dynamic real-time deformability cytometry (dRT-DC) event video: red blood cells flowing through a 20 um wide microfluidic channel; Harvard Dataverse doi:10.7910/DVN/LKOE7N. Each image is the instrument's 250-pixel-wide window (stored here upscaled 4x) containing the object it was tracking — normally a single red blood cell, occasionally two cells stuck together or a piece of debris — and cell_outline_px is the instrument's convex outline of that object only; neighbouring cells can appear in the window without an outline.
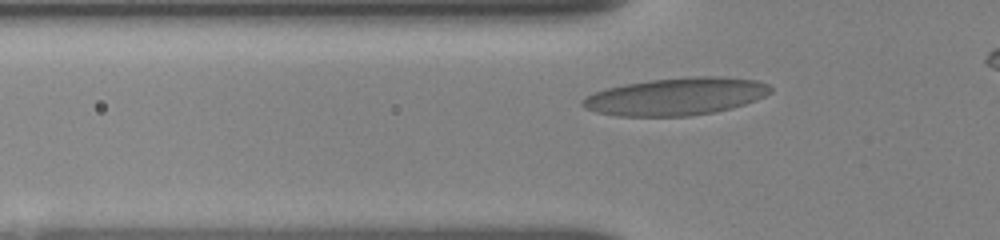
{"species": "human", "species_latin": "Homo sapiens", "temperature_condition": "room temperature", "stored_images_in_passage": 32, "camera_frame_rate_fps": 3000, "um_per_image_px": 0.085, "donor": {"sex": "female"}, "frame": {"image": 1, "passage_image": 11, "time_ms": 2.667, "image_size_px": [1000, 240], "cell_outline_px": [[772, 92], [756, 100], [732, 108], [712, 112], [688, 116], [616, 116], [596, 112], [584, 108], [580, 104], [580, 100], [592, 92], [624, 84], [652, 80], [696, 76], [724, 76], [756, 80], [768, 84], [772, 88]], "centroid_in_image_um": [57.45, 8.2], "position_along_channel_um": 68.4, "area_um2": 41.15}}
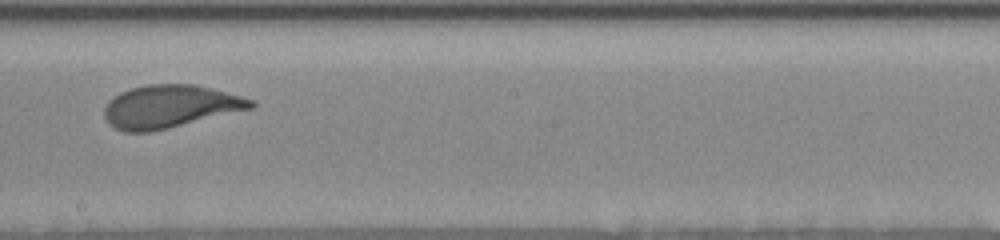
{"frame": {"image": 2, "passage_image": 22, "time_ms": 7.0, "image_size_px": [1000, 240], "cell_outline_px": [[256, 104], [252, 108], [152, 132], [124, 132], [108, 124], [104, 116], [104, 108], [108, 100], [120, 92], [128, 88], [148, 84], [192, 84], [212, 88], [256, 100]], "centroid_in_image_um": [14.42, 9.05], "position_along_channel_um": 233.8, "area_um2": 36.76}}
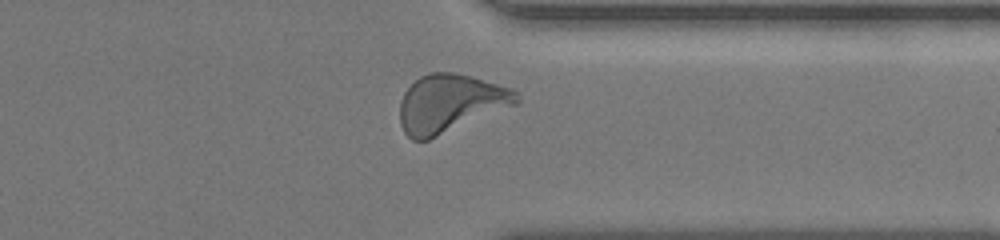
{"frame": {"image": 3, "passage_image": 29, "time_ms": 10.667, "image_size_px": [1000, 240], "cell_outline_px": [[520, 104], [428, 140], [412, 140], [404, 132], [400, 124], [400, 104], [404, 92], [420, 76], [428, 72], [452, 72], [468, 76], [512, 88], [516, 92], [520, 100]], "centroid_in_image_um": [38.28, 8.8], "position_along_channel_um": 373.1, "area_um2": 39.54}, "authors_computed_cell_mechanics": {"area_um2": 37.3966, "velocity_mm_per_s": 3.8205, "shape_relaxation_time_tau1_ms": 3.5336, "shape_relaxation_time_tau2_ms": null, "deformation_change_tau1": 0.1573, "deformation_change_tau2": null}}